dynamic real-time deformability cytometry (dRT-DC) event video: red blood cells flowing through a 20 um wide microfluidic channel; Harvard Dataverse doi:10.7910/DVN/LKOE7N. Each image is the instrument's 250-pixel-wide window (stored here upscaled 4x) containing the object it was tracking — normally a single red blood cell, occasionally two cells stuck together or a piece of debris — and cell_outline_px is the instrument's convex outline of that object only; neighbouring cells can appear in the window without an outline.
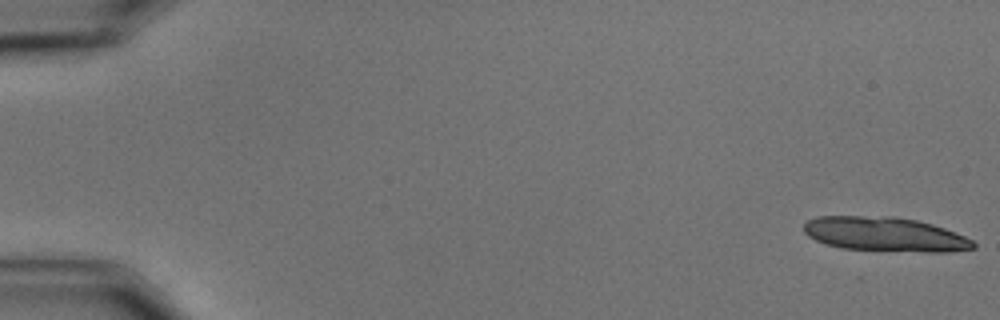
{"species": "common noctule bat (a hibernating species)", "species_latin": "Nyctalus noctula", "temperature_condition": "cold", "stored_images_in_passage": 17, "camera_frame_rate_fps": 3000, "um_per_image_px": 0.085, "animal": {"sex": "male", "body_mass_g": 15.6}, "frame": {"image": 1, "passage_image": 1, "time_ms": 0.0, "image_size_px": [1000, 320], "cell_outline_px": [[976, 248], [948, 252], [924, 252], [840, 248], [824, 244], [808, 236], [804, 232], [804, 224], [808, 220], [816, 216], [896, 216], [916, 220], [932, 224], [944, 228], [964, 236], [972, 240], [976, 244]], "centroid_in_image_um": [75.21, 19.91], "position_along_channel_um": 9.8, "area_um2": 34.04}}